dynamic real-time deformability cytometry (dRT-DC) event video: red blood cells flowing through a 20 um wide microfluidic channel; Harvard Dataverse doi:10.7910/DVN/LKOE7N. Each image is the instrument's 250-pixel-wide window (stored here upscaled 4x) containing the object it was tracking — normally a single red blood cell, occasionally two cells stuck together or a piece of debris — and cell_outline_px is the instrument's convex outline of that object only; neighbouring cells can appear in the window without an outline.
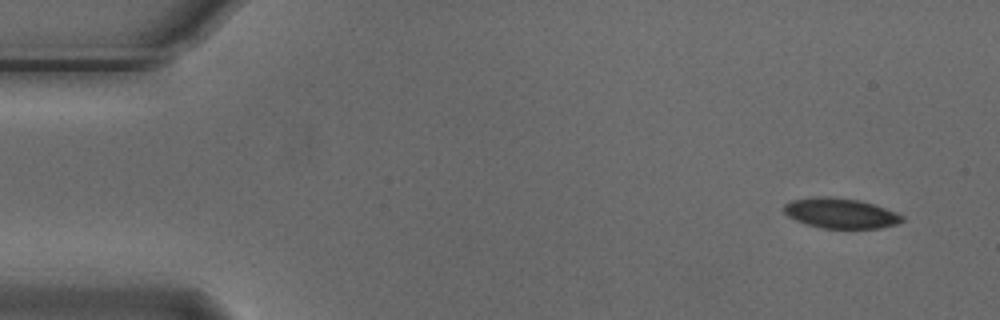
{"species": "Egyptian fruit bat (a non-hibernating species)", "species_latin": "Rousettus aegyptiacus", "temperature_condition": "cold", "stored_images_in_passage": 6, "camera_frame_rate_fps": 3000, "um_per_image_px": 0.085, "animal": {"sex": "male"}, "frame": {"image": 1, "passage_image": 1, "time_ms": 0.0, "image_size_px": [1000, 320], "cell_outline_px": [[904, 220], [896, 224], [880, 228], [824, 228], [808, 224], [796, 220], [788, 216], [784, 212], [784, 204], [792, 200], [816, 196], [828, 196], [860, 200], [876, 204], [896, 212], [904, 216]], "centroid_in_image_um": [71.47, 18.11], "position_along_channel_um": 13.5, "area_um2": 20.81}}
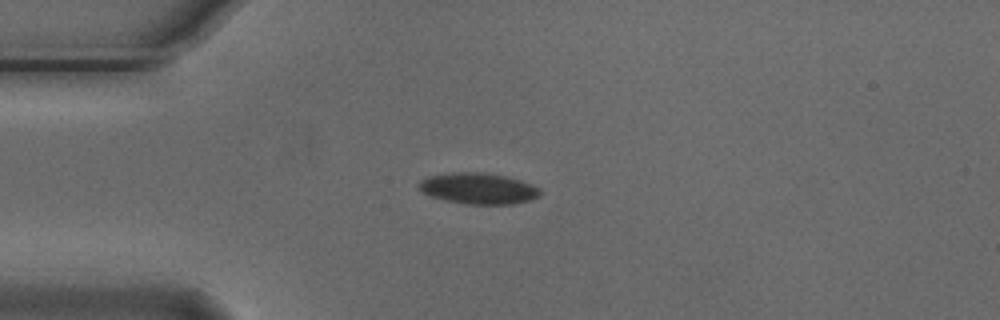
{"frame": {"image": 2, "passage_image": 4, "time_ms": 1.0, "image_size_px": [1000, 320], "cell_outline_px": [[544, 192], [540, 196], [532, 200], [512, 204], [464, 204], [432, 196], [424, 192], [416, 184], [420, 180], [428, 176], [452, 172], [484, 172], [504, 176], [520, 180], [532, 184], [540, 188]], "centroid_in_image_um": [40.71, 16.01], "position_along_channel_um": 44.3, "area_um2": 22.08}}
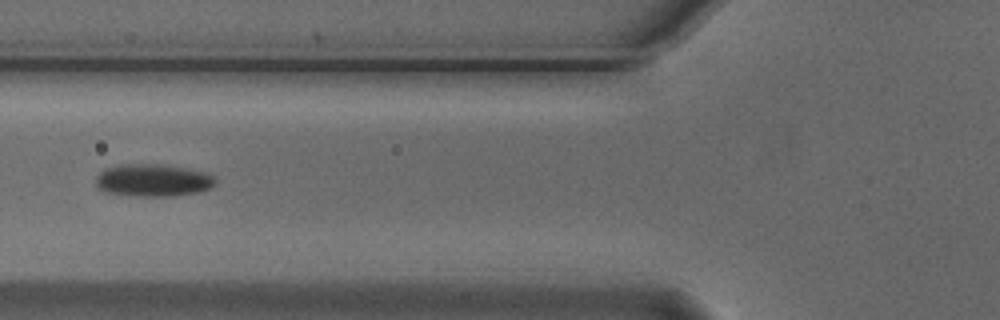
{"frame": {"image": 3, "passage_image": 6, "time_ms": 1.667, "image_size_px": [1000, 320], "cell_outline_px": [[216, 184], [212, 188], [200, 192], [176, 196], [140, 196], [104, 192], [96, 184], [96, 176], [104, 168], [120, 164], [156, 164], [184, 168], [204, 172], [212, 176], [216, 180]], "centroid_in_image_um": [13.01, 15.33], "position_along_channel_um": 112.8, "area_um2": 22.66}}